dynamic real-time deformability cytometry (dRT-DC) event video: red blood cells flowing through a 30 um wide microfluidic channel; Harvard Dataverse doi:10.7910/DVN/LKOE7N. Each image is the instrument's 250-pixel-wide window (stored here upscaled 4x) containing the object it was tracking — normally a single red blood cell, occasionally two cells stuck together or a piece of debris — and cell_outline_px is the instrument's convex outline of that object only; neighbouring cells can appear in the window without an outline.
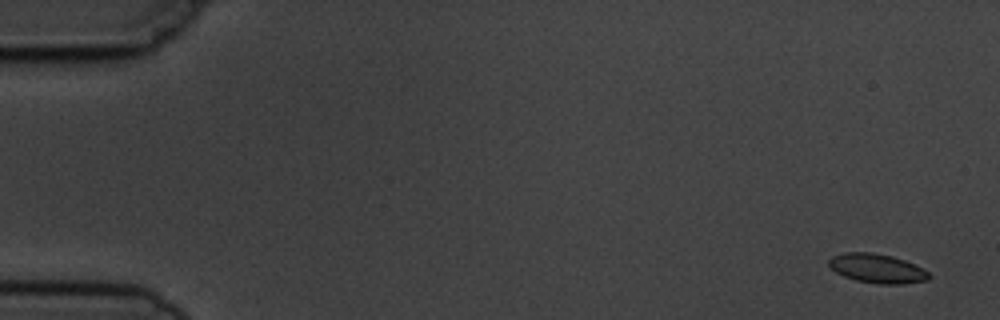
{"species": "common noctule bat (a hibernating species)", "species_latin": "Nyctalus noctula", "temperature_condition": "cold", "stored_images_in_passage": 5, "camera_frame_rate_fps": 3000, "um_per_image_px": 0.085, "animal": {"sex": "male", "body_mass_g": 19.5, "forearm_length_mm": 54.6}, "frame": {"image": 1, "passage_image": 1, "time_ms": 0.0, "image_size_px": [1000, 320], "cell_outline_px": [[932, 276], [928, 280], [900, 284], [880, 284], [856, 280], [844, 276], [836, 272], [828, 264], [828, 260], [832, 256], [844, 252], [872, 252], [892, 256], [916, 264], [928, 272]], "centroid_in_image_um": [74.57, 22.81], "position_along_channel_um": 10.4, "area_um2": 17.05}}
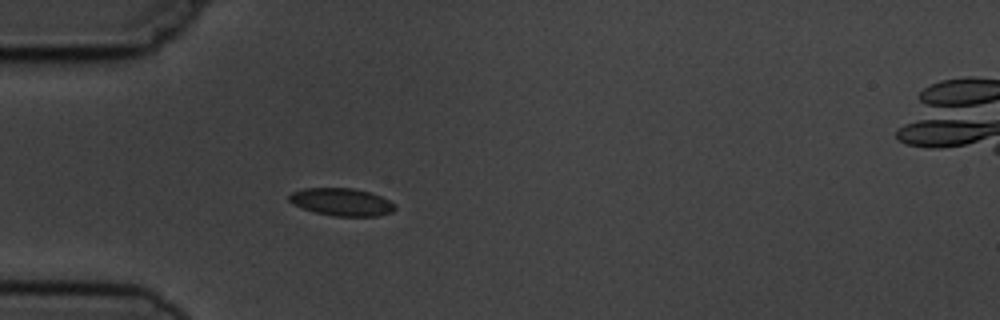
{"frame": {"image": 2, "passage_image": 5, "time_ms": 4.667, "image_size_px": [1000, 320], "cell_outline_px": [[396, 208], [392, 212], [380, 216], [332, 216], [316, 212], [292, 204], [288, 200], [288, 196], [292, 192], [304, 188], [352, 188], [372, 192], [396, 204]], "centroid_in_image_um": [29.06, 17.17], "position_along_channel_um": 55.9, "area_um2": 17.11}}